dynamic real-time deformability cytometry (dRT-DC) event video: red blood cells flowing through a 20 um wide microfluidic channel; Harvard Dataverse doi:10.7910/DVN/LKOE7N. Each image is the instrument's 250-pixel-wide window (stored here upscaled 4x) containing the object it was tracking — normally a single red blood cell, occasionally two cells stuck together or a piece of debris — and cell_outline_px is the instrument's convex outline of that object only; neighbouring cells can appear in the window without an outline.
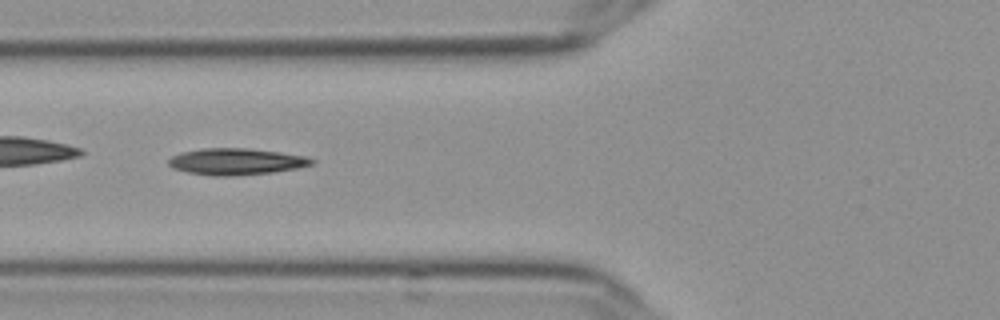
{"species": "Egyptian fruit bat (a non-hibernating species)", "species_latin": "Rousettus aegyptiacus", "temperature_condition": "cold", "stored_images_in_passage": 38, "camera_frame_rate_fps": 3000, "um_per_image_px": 0.085, "frame": {"image": 1, "passage_image": 4, "time_ms": 1.0, "image_size_px": [1000, 320], "cell_outline_px": [[316, 160], [312, 164], [296, 168], [272, 172], [232, 176], [212, 176], [188, 172], [172, 168], [168, 164], [168, 160], [172, 156], [180, 152], [204, 148], [244, 148], [280, 152], [304, 156]], "centroid_in_image_um": [20.03, 13.73], "position_along_channel_um": 105.8, "area_um2": 22.02}}
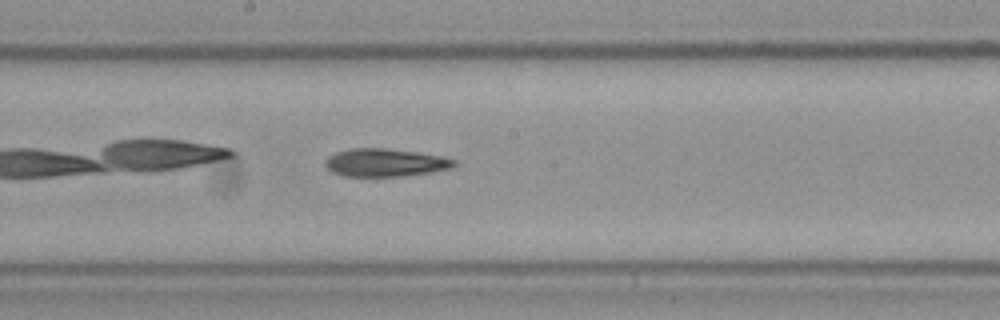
{"frame": {"image": 2, "passage_image": 13, "time_ms": 4.0, "image_size_px": [1000, 320], "cell_outline_px": [[456, 164], [452, 168], [432, 172], [400, 176], [344, 176], [332, 172], [328, 168], [328, 160], [336, 152], [352, 148], [384, 148], [416, 152], [440, 156], [456, 160]], "centroid_in_image_um": [32.8, 13.82], "position_along_channel_um": 215.4, "area_um2": 20.58}}
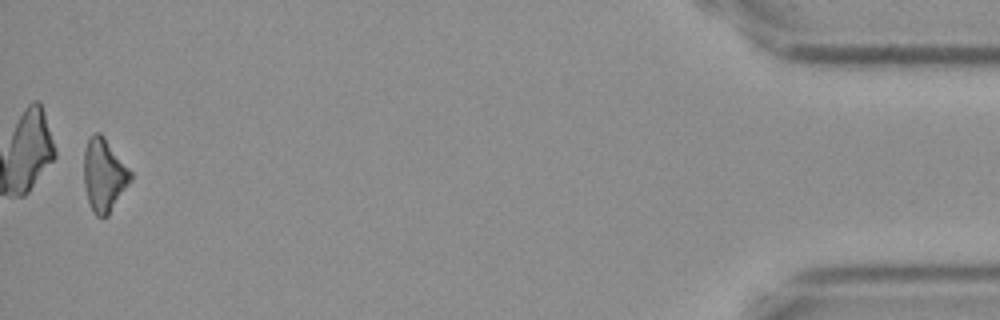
{"frame": {"image": 3, "passage_image": 37, "time_ms": 12.0, "image_size_px": [1000, 320], "cell_outline_px": [[132, 180], [108, 216], [96, 216], [92, 212], [88, 200], [84, 184], [84, 152], [88, 140], [96, 132], [100, 132], [104, 136], [132, 172]], "centroid_in_image_um": [8.85, 14.9], "position_along_channel_um": 426.3, "area_um2": 19.83}, "authors_computed_cell_mechanics": {"area_um2": 21.2126, "velocity_mm_per_s": 3.643, "shape_relaxation_time_tau1_ms": 3.8112, "shape_relaxation_time_tau2_ms": 8.9879, "deformation_change_tau1": 0.1401, "deformation_change_tau2": 0.1966}}